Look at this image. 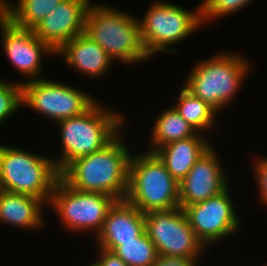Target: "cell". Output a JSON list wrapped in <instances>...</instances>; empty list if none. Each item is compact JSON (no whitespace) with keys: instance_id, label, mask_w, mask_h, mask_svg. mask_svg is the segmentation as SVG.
Returning <instances> with one entry per match:
<instances>
[{"instance_id":"24","label":"cell","mask_w":267,"mask_h":266,"mask_svg":"<svg viewBox=\"0 0 267 266\" xmlns=\"http://www.w3.org/2000/svg\"><path fill=\"white\" fill-rule=\"evenodd\" d=\"M201 12L203 23L224 18L234 12L238 13L254 0H202ZM224 16V17H223Z\"/></svg>"},{"instance_id":"4","label":"cell","mask_w":267,"mask_h":266,"mask_svg":"<svg viewBox=\"0 0 267 266\" xmlns=\"http://www.w3.org/2000/svg\"><path fill=\"white\" fill-rule=\"evenodd\" d=\"M84 34L98 43L113 62L131 65L150 58L141 40L139 19L119 8L91 3Z\"/></svg>"},{"instance_id":"22","label":"cell","mask_w":267,"mask_h":266,"mask_svg":"<svg viewBox=\"0 0 267 266\" xmlns=\"http://www.w3.org/2000/svg\"><path fill=\"white\" fill-rule=\"evenodd\" d=\"M114 252L128 266H152L159 255L146 231L135 241L119 242Z\"/></svg>"},{"instance_id":"3","label":"cell","mask_w":267,"mask_h":266,"mask_svg":"<svg viewBox=\"0 0 267 266\" xmlns=\"http://www.w3.org/2000/svg\"><path fill=\"white\" fill-rule=\"evenodd\" d=\"M219 53V54H218ZM191 67L183 86L217 113L232 104L251 69L240 53L218 52Z\"/></svg>"},{"instance_id":"15","label":"cell","mask_w":267,"mask_h":266,"mask_svg":"<svg viewBox=\"0 0 267 266\" xmlns=\"http://www.w3.org/2000/svg\"><path fill=\"white\" fill-rule=\"evenodd\" d=\"M144 232V214L126 200H117L109 209L95 239L98 248L114 252L119 242L135 241Z\"/></svg>"},{"instance_id":"10","label":"cell","mask_w":267,"mask_h":266,"mask_svg":"<svg viewBox=\"0 0 267 266\" xmlns=\"http://www.w3.org/2000/svg\"><path fill=\"white\" fill-rule=\"evenodd\" d=\"M145 231L158 254L201 258L207 250L197 238L181 207L144 214Z\"/></svg>"},{"instance_id":"17","label":"cell","mask_w":267,"mask_h":266,"mask_svg":"<svg viewBox=\"0 0 267 266\" xmlns=\"http://www.w3.org/2000/svg\"><path fill=\"white\" fill-rule=\"evenodd\" d=\"M46 205L42 199L0 189V223L21 230H38L46 222Z\"/></svg>"},{"instance_id":"27","label":"cell","mask_w":267,"mask_h":266,"mask_svg":"<svg viewBox=\"0 0 267 266\" xmlns=\"http://www.w3.org/2000/svg\"><path fill=\"white\" fill-rule=\"evenodd\" d=\"M98 259L96 261L100 266H128L120 257H118L115 252L106 250L104 248H99L97 250Z\"/></svg>"},{"instance_id":"5","label":"cell","mask_w":267,"mask_h":266,"mask_svg":"<svg viewBox=\"0 0 267 266\" xmlns=\"http://www.w3.org/2000/svg\"><path fill=\"white\" fill-rule=\"evenodd\" d=\"M125 200L143 214L179 207V182L152 152L132 154Z\"/></svg>"},{"instance_id":"11","label":"cell","mask_w":267,"mask_h":266,"mask_svg":"<svg viewBox=\"0 0 267 266\" xmlns=\"http://www.w3.org/2000/svg\"><path fill=\"white\" fill-rule=\"evenodd\" d=\"M230 187L203 202L183 208L190 226L206 248L223 238L226 240V237L237 233L241 226Z\"/></svg>"},{"instance_id":"12","label":"cell","mask_w":267,"mask_h":266,"mask_svg":"<svg viewBox=\"0 0 267 266\" xmlns=\"http://www.w3.org/2000/svg\"><path fill=\"white\" fill-rule=\"evenodd\" d=\"M0 32L3 51L16 71L26 77L25 82L41 78L42 56H55V52L32 29L16 27L1 13Z\"/></svg>"},{"instance_id":"23","label":"cell","mask_w":267,"mask_h":266,"mask_svg":"<svg viewBox=\"0 0 267 266\" xmlns=\"http://www.w3.org/2000/svg\"><path fill=\"white\" fill-rule=\"evenodd\" d=\"M20 107H23L21 82H6L0 78V125L9 120Z\"/></svg>"},{"instance_id":"18","label":"cell","mask_w":267,"mask_h":266,"mask_svg":"<svg viewBox=\"0 0 267 266\" xmlns=\"http://www.w3.org/2000/svg\"><path fill=\"white\" fill-rule=\"evenodd\" d=\"M203 135L197 132L190 138L171 142L154 152L178 182L186 177L195 162L213 146Z\"/></svg>"},{"instance_id":"20","label":"cell","mask_w":267,"mask_h":266,"mask_svg":"<svg viewBox=\"0 0 267 266\" xmlns=\"http://www.w3.org/2000/svg\"><path fill=\"white\" fill-rule=\"evenodd\" d=\"M63 0H0V13L13 25L33 29L45 16Z\"/></svg>"},{"instance_id":"14","label":"cell","mask_w":267,"mask_h":266,"mask_svg":"<svg viewBox=\"0 0 267 266\" xmlns=\"http://www.w3.org/2000/svg\"><path fill=\"white\" fill-rule=\"evenodd\" d=\"M92 0H63L32 30L55 53L71 39L84 33Z\"/></svg>"},{"instance_id":"26","label":"cell","mask_w":267,"mask_h":266,"mask_svg":"<svg viewBox=\"0 0 267 266\" xmlns=\"http://www.w3.org/2000/svg\"><path fill=\"white\" fill-rule=\"evenodd\" d=\"M199 258H185L159 254L152 266H197Z\"/></svg>"},{"instance_id":"2","label":"cell","mask_w":267,"mask_h":266,"mask_svg":"<svg viewBox=\"0 0 267 266\" xmlns=\"http://www.w3.org/2000/svg\"><path fill=\"white\" fill-rule=\"evenodd\" d=\"M106 109L98 100L82 115L56 123L61 133L62 155L53 160L60 173L77 158L102 149L123 129L124 115Z\"/></svg>"},{"instance_id":"19","label":"cell","mask_w":267,"mask_h":266,"mask_svg":"<svg viewBox=\"0 0 267 266\" xmlns=\"http://www.w3.org/2000/svg\"><path fill=\"white\" fill-rule=\"evenodd\" d=\"M152 126L148 141L150 148L146 149L152 153L166 144L190 138L197 133L174 107L163 110Z\"/></svg>"},{"instance_id":"1","label":"cell","mask_w":267,"mask_h":266,"mask_svg":"<svg viewBox=\"0 0 267 266\" xmlns=\"http://www.w3.org/2000/svg\"><path fill=\"white\" fill-rule=\"evenodd\" d=\"M121 132L102 149L71 162L60 177L76 190L125 200L132 152L123 141Z\"/></svg>"},{"instance_id":"8","label":"cell","mask_w":267,"mask_h":266,"mask_svg":"<svg viewBox=\"0 0 267 266\" xmlns=\"http://www.w3.org/2000/svg\"><path fill=\"white\" fill-rule=\"evenodd\" d=\"M116 201L110 195L76 190L60 177L48 206L54 208L65 229L76 233L92 231L96 237Z\"/></svg>"},{"instance_id":"13","label":"cell","mask_w":267,"mask_h":266,"mask_svg":"<svg viewBox=\"0 0 267 266\" xmlns=\"http://www.w3.org/2000/svg\"><path fill=\"white\" fill-rule=\"evenodd\" d=\"M228 176L212 146L179 182V207L203 202L218 195L229 185Z\"/></svg>"},{"instance_id":"25","label":"cell","mask_w":267,"mask_h":266,"mask_svg":"<svg viewBox=\"0 0 267 266\" xmlns=\"http://www.w3.org/2000/svg\"><path fill=\"white\" fill-rule=\"evenodd\" d=\"M255 159L254 178L258 185L260 203L267 206V156Z\"/></svg>"},{"instance_id":"7","label":"cell","mask_w":267,"mask_h":266,"mask_svg":"<svg viewBox=\"0 0 267 266\" xmlns=\"http://www.w3.org/2000/svg\"><path fill=\"white\" fill-rule=\"evenodd\" d=\"M196 8L190 11L168 1L154 0L143 18H139L141 40L150 58L159 52L178 54L171 45L202 28L201 4Z\"/></svg>"},{"instance_id":"6","label":"cell","mask_w":267,"mask_h":266,"mask_svg":"<svg viewBox=\"0 0 267 266\" xmlns=\"http://www.w3.org/2000/svg\"><path fill=\"white\" fill-rule=\"evenodd\" d=\"M59 178L52 157L0 145V189L42 199L48 207Z\"/></svg>"},{"instance_id":"21","label":"cell","mask_w":267,"mask_h":266,"mask_svg":"<svg viewBox=\"0 0 267 266\" xmlns=\"http://www.w3.org/2000/svg\"><path fill=\"white\" fill-rule=\"evenodd\" d=\"M173 107L198 133L216 130L215 118L218 113L184 86H182L177 103Z\"/></svg>"},{"instance_id":"9","label":"cell","mask_w":267,"mask_h":266,"mask_svg":"<svg viewBox=\"0 0 267 266\" xmlns=\"http://www.w3.org/2000/svg\"><path fill=\"white\" fill-rule=\"evenodd\" d=\"M21 84L22 105L56 123L82 115L98 101L87 90L60 81L39 78Z\"/></svg>"},{"instance_id":"16","label":"cell","mask_w":267,"mask_h":266,"mask_svg":"<svg viewBox=\"0 0 267 266\" xmlns=\"http://www.w3.org/2000/svg\"><path fill=\"white\" fill-rule=\"evenodd\" d=\"M55 56L62 57L66 65L94 80L105 77L114 63L107 52L84 33L65 43Z\"/></svg>"},{"instance_id":"28","label":"cell","mask_w":267,"mask_h":266,"mask_svg":"<svg viewBox=\"0 0 267 266\" xmlns=\"http://www.w3.org/2000/svg\"><path fill=\"white\" fill-rule=\"evenodd\" d=\"M88 266H100V265L97 261H94L91 264H89Z\"/></svg>"}]
</instances>
